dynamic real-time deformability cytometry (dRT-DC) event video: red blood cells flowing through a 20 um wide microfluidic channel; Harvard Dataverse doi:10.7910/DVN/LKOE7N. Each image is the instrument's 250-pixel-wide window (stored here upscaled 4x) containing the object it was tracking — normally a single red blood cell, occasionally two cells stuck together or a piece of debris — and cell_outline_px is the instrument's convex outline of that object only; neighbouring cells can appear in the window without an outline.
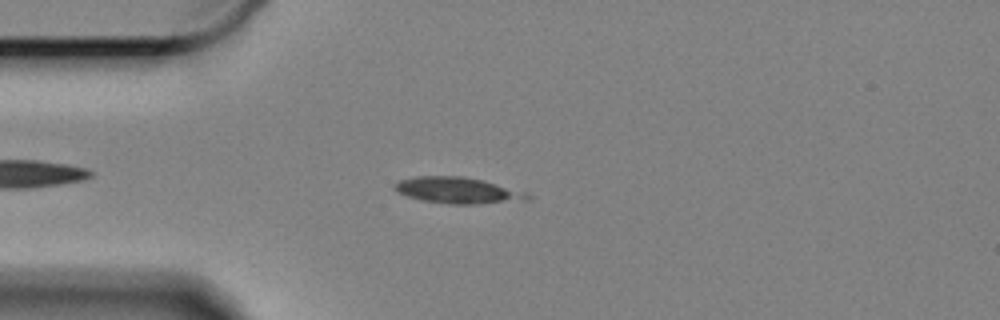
{"species": "Egyptian fruit bat (a non-hibernating species)", "species_latin": "Rousettus aegyptiacus", "temperature_condition": "cold", "stored_images_in_passage": 4, "camera_frame_rate_fps": 3000, "um_per_image_px": 0.085, "animal": {"sex": "female"}, "frame": {"image": 1, "passage_image": 3, "time_ms": 0.667, "image_size_px": [1000, 320], "cell_outline_px": [[532, 200], [480, 204], [448, 204], [424, 200], [408, 196], [400, 192], [396, 188], [396, 184], [400, 180], [416, 176], [464, 176], [484, 180], [524, 192], [532, 196]], "centroid_in_image_um": [39.0, 16.19], "position_along_channel_um": 46.0, "area_um2": 20.11}}